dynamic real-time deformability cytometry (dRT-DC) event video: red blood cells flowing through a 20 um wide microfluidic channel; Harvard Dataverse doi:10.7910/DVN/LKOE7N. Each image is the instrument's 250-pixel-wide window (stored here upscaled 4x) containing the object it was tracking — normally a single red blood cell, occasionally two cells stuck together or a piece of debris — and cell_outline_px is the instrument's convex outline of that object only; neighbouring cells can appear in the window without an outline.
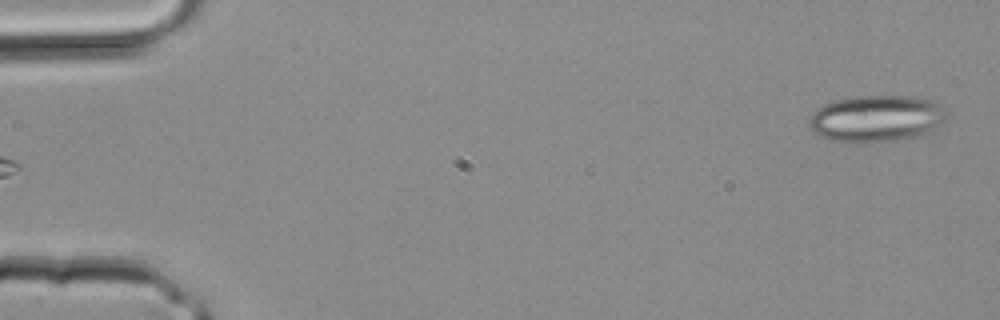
{"species": "common noctule bat (a hibernating species)", "species_latin": "Nyctalus noctula", "temperature_condition": "room temperature", "stored_images_in_passage": 2, "camera_frame_rate_fps": 3000, "um_per_image_px": 0.085, "animal": {"sex": "male", "body_mass_g": 20.4}, "frame": {"image": 1, "passage_image": 2, "time_ms": 0.333, "image_size_px": [1000, 320], "cell_outline_px": [[948, 112], [944, 120], [928, 132], [916, 136], [868, 144], [848, 144], [832, 140], [820, 136], [808, 124], [808, 120], [812, 112], [816, 108], [824, 104], [852, 96], [912, 96], [932, 100], [944, 104]], "centroid_in_image_um": [74.48, 10.08], "position_along_channel_um": 10.5, "area_um2": 37.92}}